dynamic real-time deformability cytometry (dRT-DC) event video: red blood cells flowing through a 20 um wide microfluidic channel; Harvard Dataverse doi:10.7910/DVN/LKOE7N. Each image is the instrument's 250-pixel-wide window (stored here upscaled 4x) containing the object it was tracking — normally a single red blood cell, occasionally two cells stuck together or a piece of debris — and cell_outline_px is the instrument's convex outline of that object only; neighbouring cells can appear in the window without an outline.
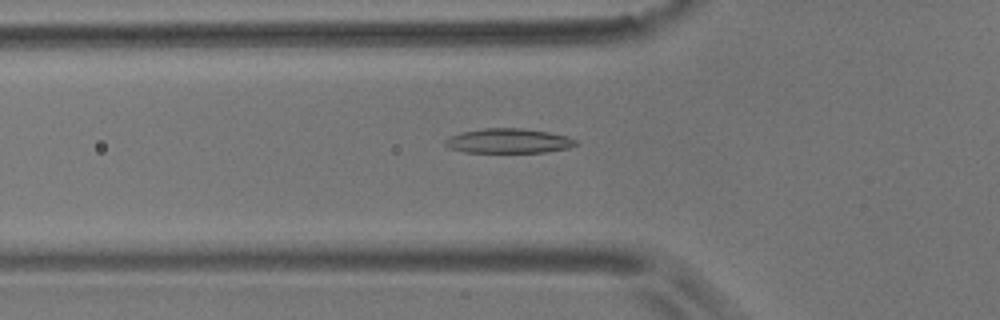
{"species": "common noctule bat (a hibernating species)", "species_latin": "Nyctalus noctula", "temperature_condition": "room temperature", "stored_images_in_passage": 41, "camera_frame_rate_fps": 3000, "um_per_image_px": 0.085, "animal": {"sex": "male", "body_mass_g": 17.9}, "frame": {"image": 1, "passage_image": 5, "time_ms": 1.333, "image_size_px": [1000, 320], "cell_outline_px": [[580, 144], [568, 148], [548, 152], [464, 152], [448, 148], [444, 144], [444, 140], [448, 136], [460, 132], [484, 128], [524, 128], [548, 132], [568, 136], [576, 140]], "centroid_in_image_um": [43.21, 11.97], "position_along_channel_um": 82.6, "area_um2": 19.02}}
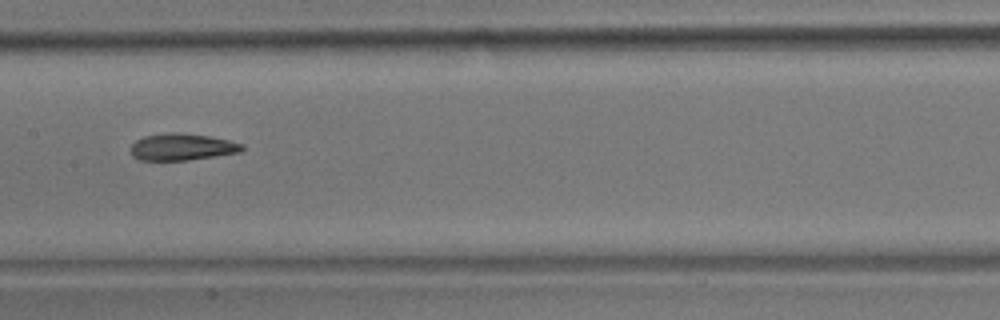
{"frame": {"image": 2, "passage_image": 14, "time_ms": 4.333, "image_size_px": [1000, 320], "cell_outline_px": [[244, 148], [240, 152], [188, 160], [140, 160], [132, 156], [132, 144], [136, 140], [144, 136], [172, 132], [176, 132], [208, 136], [228, 140], [244, 144]], "centroid_in_image_um": [15.47, 12.49], "position_along_channel_um": 191.9, "area_um2": 17.22}}
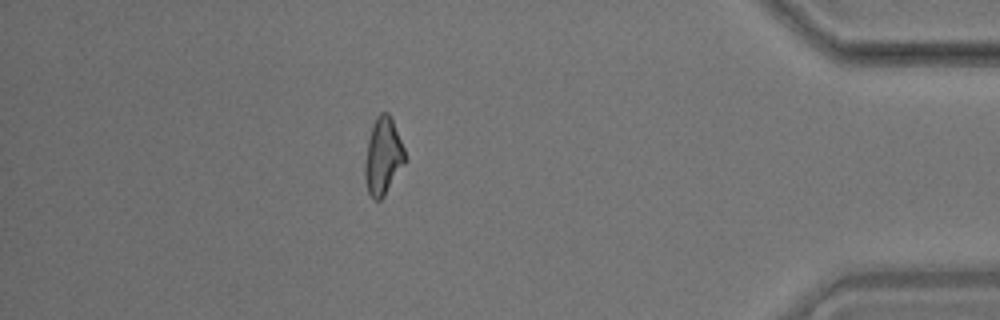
{"frame": {"image": 3, "passage_image": 35, "time_ms": 11.333, "image_size_px": [1000, 320], "cell_outline_px": [[404, 164], [384, 196], [380, 200], [372, 200], [368, 192], [364, 176], [364, 164], [368, 140], [372, 124], [376, 116], [380, 112], [388, 112], [392, 120], [404, 148]], "centroid_in_image_um": [32.52, 13.29], "position_along_channel_um": 402.7, "area_um2": 17.86}, "authors_computed_cell_mechanics": {"area_um2": 17.7446, "velocity_mm_per_s": 3.6142, "shape_relaxation_time_tau1_ms": 8.1483, "shape_relaxation_time_tau2_ms": 7.597, "deformation_change_tau1": 0.215, "deformation_change_tau2": 0.14}}